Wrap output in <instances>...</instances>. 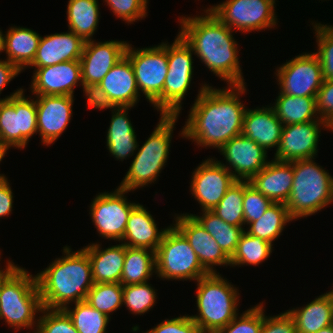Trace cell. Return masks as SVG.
Returning <instances> with one entry per match:
<instances>
[{
  "label": "cell",
  "instance_id": "obj_1",
  "mask_svg": "<svg viewBox=\"0 0 333 333\" xmlns=\"http://www.w3.org/2000/svg\"><path fill=\"white\" fill-rule=\"evenodd\" d=\"M245 85L217 89L203 84L179 135L200 147L218 150L233 137L241 135L247 108L241 103L240 95L246 92Z\"/></svg>",
  "mask_w": 333,
  "mask_h": 333
},
{
  "label": "cell",
  "instance_id": "obj_2",
  "mask_svg": "<svg viewBox=\"0 0 333 333\" xmlns=\"http://www.w3.org/2000/svg\"><path fill=\"white\" fill-rule=\"evenodd\" d=\"M205 15L182 17L179 34L208 69L228 85H244L238 58V44L232 29L208 9Z\"/></svg>",
  "mask_w": 333,
  "mask_h": 333
},
{
  "label": "cell",
  "instance_id": "obj_3",
  "mask_svg": "<svg viewBox=\"0 0 333 333\" xmlns=\"http://www.w3.org/2000/svg\"><path fill=\"white\" fill-rule=\"evenodd\" d=\"M63 253L36 274L42 307L64 309L70 303L84 301L94 285L88 254L83 249L73 252L69 246Z\"/></svg>",
  "mask_w": 333,
  "mask_h": 333
},
{
  "label": "cell",
  "instance_id": "obj_4",
  "mask_svg": "<svg viewBox=\"0 0 333 333\" xmlns=\"http://www.w3.org/2000/svg\"><path fill=\"white\" fill-rule=\"evenodd\" d=\"M314 159L293 161V184L285 203L293 220L313 215L333 202V176Z\"/></svg>",
  "mask_w": 333,
  "mask_h": 333
},
{
  "label": "cell",
  "instance_id": "obj_5",
  "mask_svg": "<svg viewBox=\"0 0 333 333\" xmlns=\"http://www.w3.org/2000/svg\"><path fill=\"white\" fill-rule=\"evenodd\" d=\"M219 273H209L197 280L198 315H191L202 333H216L239 313V292Z\"/></svg>",
  "mask_w": 333,
  "mask_h": 333
},
{
  "label": "cell",
  "instance_id": "obj_6",
  "mask_svg": "<svg viewBox=\"0 0 333 333\" xmlns=\"http://www.w3.org/2000/svg\"><path fill=\"white\" fill-rule=\"evenodd\" d=\"M150 137L138 149L131 166L118 188L128 192L154 183L167 163L173 129L179 115H160Z\"/></svg>",
  "mask_w": 333,
  "mask_h": 333
},
{
  "label": "cell",
  "instance_id": "obj_7",
  "mask_svg": "<svg viewBox=\"0 0 333 333\" xmlns=\"http://www.w3.org/2000/svg\"><path fill=\"white\" fill-rule=\"evenodd\" d=\"M36 275L19 267L3 284L0 294V320L14 330L33 329L36 314L42 309Z\"/></svg>",
  "mask_w": 333,
  "mask_h": 333
},
{
  "label": "cell",
  "instance_id": "obj_8",
  "mask_svg": "<svg viewBox=\"0 0 333 333\" xmlns=\"http://www.w3.org/2000/svg\"><path fill=\"white\" fill-rule=\"evenodd\" d=\"M157 276L168 280L197 281L209 272L201 265L185 236L174 226L167 227L155 251Z\"/></svg>",
  "mask_w": 333,
  "mask_h": 333
},
{
  "label": "cell",
  "instance_id": "obj_9",
  "mask_svg": "<svg viewBox=\"0 0 333 333\" xmlns=\"http://www.w3.org/2000/svg\"><path fill=\"white\" fill-rule=\"evenodd\" d=\"M125 56L130 60L139 91L163 115V87L168 73L167 43L143 49L129 43Z\"/></svg>",
  "mask_w": 333,
  "mask_h": 333
},
{
  "label": "cell",
  "instance_id": "obj_10",
  "mask_svg": "<svg viewBox=\"0 0 333 333\" xmlns=\"http://www.w3.org/2000/svg\"><path fill=\"white\" fill-rule=\"evenodd\" d=\"M193 50L178 33L171 44L167 43L168 73L163 87V115H179L182 101L191 86Z\"/></svg>",
  "mask_w": 333,
  "mask_h": 333
},
{
  "label": "cell",
  "instance_id": "obj_11",
  "mask_svg": "<svg viewBox=\"0 0 333 333\" xmlns=\"http://www.w3.org/2000/svg\"><path fill=\"white\" fill-rule=\"evenodd\" d=\"M35 99L25 97L24 90L0 101V142L6 148L24 149L38 133Z\"/></svg>",
  "mask_w": 333,
  "mask_h": 333
},
{
  "label": "cell",
  "instance_id": "obj_12",
  "mask_svg": "<svg viewBox=\"0 0 333 333\" xmlns=\"http://www.w3.org/2000/svg\"><path fill=\"white\" fill-rule=\"evenodd\" d=\"M276 0H226L207 8L230 29L251 32L276 26Z\"/></svg>",
  "mask_w": 333,
  "mask_h": 333
},
{
  "label": "cell",
  "instance_id": "obj_13",
  "mask_svg": "<svg viewBox=\"0 0 333 333\" xmlns=\"http://www.w3.org/2000/svg\"><path fill=\"white\" fill-rule=\"evenodd\" d=\"M279 94L316 97L322 86V68L315 53H303L277 68Z\"/></svg>",
  "mask_w": 333,
  "mask_h": 333
},
{
  "label": "cell",
  "instance_id": "obj_14",
  "mask_svg": "<svg viewBox=\"0 0 333 333\" xmlns=\"http://www.w3.org/2000/svg\"><path fill=\"white\" fill-rule=\"evenodd\" d=\"M128 191L117 188L114 192L98 194L90 205V216L101 237L122 241L129 214L138 204L128 202Z\"/></svg>",
  "mask_w": 333,
  "mask_h": 333
},
{
  "label": "cell",
  "instance_id": "obj_15",
  "mask_svg": "<svg viewBox=\"0 0 333 333\" xmlns=\"http://www.w3.org/2000/svg\"><path fill=\"white\" fill-rule=\"evenodd\" d=\"M191 194L202 211L213 210L236 179L218 160H204L192 173Z\"/></svg>",
  "mask_w": 333,
  "mask_h": 333
},
{
  "label": "cell",
  "instance_id": "obj_16",
  "mask_svg": "<svg viewBox=\"0 0 333 333\" xmlns=\"http://www.w3.org/2000/svg\"><path fill=\"white\" fill-rule=\"evenodd\" d=\"M321 127L333 130L322 119L283 126L274 159L291 162L316 157Z\"/></svg>",
  "mask_w": 333,
  "mask_h": 333
},
{
  "label": "cell",
  "instance_id": "obj_17",
  "mask_svg": "<svg viewBox=\"0 0 333 333\" xmlns=\"http://www.w3.org/2000/svg\"><path fill=\"white\" fill-rule=\"evenodd\" d=\"M219 151L228 164H224L220 160L218 162L225 166L236 180L240 181H249L269 162L267 152L242 134L233 137Z\"/></svg>",
  "mask_w": 333,
  "mask_h": 333
},
{
  "label": "cell",
  "instance_id": "obj_18",
  "mask_svg": "<svg viewBox=\"0 0 333 333\" xmlns=\"http://www.w3.org/2000/svg\"><path fill=\"white\" fill-rule=\"evenodd\" d=\"M37 128L43 145L53 144L70 123L74 96H35Z\"/></svg>",
  "mask_w": 333,
  "mask_h": 333
},
{
  "label": "cell",
  "instance_id": "obj_19",
  "mask_svg": "<svg viewBox=\"0 0 333 333\" xmlns=\"http://www.w3.org/2000/svg\"><path fill=\"white\" fill-rule=\"evenodd\" d=\"M85 42L80 57L82 84H99L124 56L126 41Z\"/></svg>",
  "mask_w": 333,
  "mask_h": 333
},
{
  "label": "cell",
  "instance_id": "obj_20",
  "mask_svg": "<svg viewBox=\"0 0 333 333\" xmlns=\"http://www.w3.org/2000/svg\"><path fill=\"white\" fill-rule=\"evenodd\" d=\"M175 219L173 225L185 236L201 265L209 273H217L213 267L215 265L230 266V258L193 216L183 213Z\"/></svg>",
  "mask_w": 333,
  "mask_h": 333
},
{
  "label": "cell",
  "instance_id": "obj_21",
  "mask_svg": "<svg viewBox=\"0 0 333 333\" xmlns=\"http://www.w3.org/2000/svg\"><path fill=\"white\" fill-rule=\"evenodd\" d=\"M31 92L36 96H74V87L82 85L79 60L66 61L43 68H36L32 76Z\"/></svg>",
  "mask_w": 333,
  "mask_h": 333
},
{
  "label": "cell",
  "instance_id": "obj_22",
  "mask_svg": "<svg viewBox=\"0 0 333 333\" xmlns=\"http://www.w3.org/2000/svg\"><path fill=\"white\" fill-rule=\"evenodd\" d=\"M84 45L85 41L72 31L41 36L35 58L29 68H43L80 60Z\"/></svg>",
  "mask_w": 333,
  "mask_h": 333
},
{
  "label": "cell",
  "instance_id": "obj_23",
  "mask_svg": "<svg viewBox=\"0 0 333 333\" xmlns=\"http://www.w3.org/2000/svg\"><path fill=\"white\" fill-rule=\"evenodd\" d=\"M249 184L273 203L285 204L293 184V161L269 160Z\"/></svg>",
  "mask_w": 333,
  "mask_h": 333
},
{
  "label": "cell",
  "instance_id": "obj_24",
  "mask_svg": "<svg viewBox=\"0 0 333 333\" xmlns=\"http://www.w3.org/2000/svg\"><path fill=\"white\" fill-rule=\"evenodd\" d=\"M246 109L243 118L242 135L253 140L266 152L278 148L283 123L278 119L271 106Z\"/></svg>",
  "mask_w": 333,
  "mask_h": 333
},
{
  "label": "cell",
  "instance_id": "obj_25",
  "mask_svg": "<svg viewBox=\"0 0 333 333\" xmlns=\"http://www.w3.org/2000/svg\"><path fill=\"white\" fill-rule=\"evenodd\" d=\"M99 85L116 107H133L139 101L141 92L137 87L133 66L126 56L112 67Z\"/></svg>",
  "mask_w": 333,
  "mask_h": 333
},
{
  "label": "cell",
  "instance_id": "obj_26",
  "mask_svg": "<svg viewBox=\"0 0 333 333\" xmlns=\"http://www.w3.org/2000/svg\"><path fill=\"white\" fill-rule=\"evenodd\" d=\"M149 212L139 203L131 210L121 243L128 247L156 251L167 228L158 230Z\"/></svg>",
  "mask_w": 333,
  "mask_h": 333
},
{
  "label": "cell",
  "instance_id": "obj_27",
  "mask_svg": "<svg viewBox=\"0 0 333 333\" xmlns=\"http://www.w3.org/2000/svg\"><path fill=\"white\" fill-rule=\"evenodd\" d=\"M101 249L98 243L83 247L91 261L93 282L120 283L126 246L122 243Z\"/></svg>",
  "mask_w": 333,
  "mask_h": 333
},
{
  "label": "cell",
  "instance_id": "obj_28",
  "mask_svg": "<svg viewBox=\"0 0 333 333\" xmlns=\"http://www.w3.org/2000/svg\"><path fill=\"white\" fill-rule=\"evenodd\" d=\"M287 311L295 322L297 333H315L333 324L332 302L327 292L304 307Z\"/></svg>",
  "mask_w": 333,
  "mask_h": 333
},
{
  "label": "cell",
  "instance_id": "obj_29",
  "mask_svg": "<svg viewBox=\"0 0 333 333\" xmlns=\"http://www.w3.org/2000/svg\"><path fill=\"white\" fill-rule=\"evenodd\" d=\"M41 36L23 27H10L5 34L4 51L8 60L21 71L27 68L34 60Z\"/></svg>",
  "mask_w": 333,
  "mask_h": 333
},
{
  "label": "cell",
  "instance_id": "obj_30",
  "mask_svg": "<svg viewBox=\"0 0 333 333\" xmlns=\"http://www.w3.org/2000/svg\"><path fill=\"white\" fill-rule=\"evenodd\" d=\"M271 105L278 119L285 125L306 123L319 120L316 97H296L279 94Z\"/></svg>",
  "mask_w": 333,
  "mask_h": 333
},
{
  "label": "cell",
  "instance_id": "obj_31",
  "mask_svg": "<svg viewBox=\"0 0 333 333\" xmlns=\"http://www.w3.org/2000/svg\"><path fill=\"white\" fill-rule=\"evenodd\" d=\"M98 0H69L67 21L69 31L74 32L85 42L92 40L99 23Z\"/></svg>",
  "mask_w": 333,
  "mask_h": 333
},
{
  "label": "cell",
  "instance_id": "obj_32",
  "mask_svg": "<svg viewBox=\"0 0 333 333\" xmlns=\"http://www.w3.org/2000/svg\"><path fill=\"white\" fill-rule=\"evenodd\" d=\"M156 272L155 251L126 246L120 283L123 286L148 282Z\"/></svg>",
  "mask_w": 333,
  "mask_h": 333
},
{
  "label": "cell",
  "instance_id": "obj_33",
  "mask_svg": "<svg viewBox=\"0 0 333 333\" xmlns=\"http://www.w3.org/2000/svg\"><path fill=\"white\" fill-rule=\"evenodd\" d=\"M202 216H193L200 225L216 240L223 252L231 258L245 228L223 221L212 210L202 211Z\"/></svg>",
  "mask_w": 333,
  "mask_h": 333
},
{
  "label": "cell",
  "instance_id": "obj_34",
  "mask_svg": "<svg viewBox=\"0 0 333 333\" xmlns=\"http://www.w3.org/2000/svg\"><path fill=\"white\" fill-rule=\"evenodd\" d=\"M292 220L285 204L273 203L259 220L248 224L245 232L273 245L272 242L279 238L286 223Z\"/></svg>",
  "mask_w": 333,
  "mask_h": 333
},
{
  "label": "cell",
  "instance_id": "obj_35",
  "mask_svg": "<svg viewBox=\"0 0 333 333\" xmlns=\"http://www.w3.org/2000/svg\"><path fill=\"white\" fill-rule=\"evenodd\" d=\"M272 246L269 242L244 232L230 258V266L259 265L270 257Z\"/></svg>",
  "mask_w": 333,
  "mask_h": 333
},
{
  "label": "cell",
  "instance_id": "obj_36",
  "mask_svg": "<svg viewBox=\"0 0 333 333\" xmlns=\"http://www.w3.org/2000/svg\"><path fill=\"white\" fill-rule=\"evenodd\" d=\"M75 306L64 310L71 317L78 333H106L111 317L93 308L86 300L74 303Z\"/></svg>",
  "mask_w": 333,
  "mask_h": 333
},
{
  "label": "cell",
  "instance_id": "obj_37",
  "mask_svg": "<svg viewBox=\"0 0 333 333\" xmlns=\"http://www.w3.org/2000/svg\"><path fill=\"white\" fill-rule=\"evenodd\" d=\"M243 197L244 181L236 180L212 211L226 223L242 227L244 225Z\"/></svg>",
  "mask_w": 333,
  "mask_h": 333
},
{
  "label": "cell",
  "instance_id": "obj_38",
  "mask_svg": "<svg viewBox=\"0 0 333 333\" xmlns=\"http://www.w3.org/2000/svg\"><path fill=\"white\" fill-rule=\"evenodd\" d=\"M85 300L93 308L110 317V314L123 304V285L121 283H94Z\"/></svg>",
  "mask_w": 333,
  "mask_h": 333
},
{
  "label": "cell",
  "instance_id": "obj_39",
  "mask_svg": "<svg viewBox=\"0 0 333 333\" xmlns=\"http://www.w3.org/2000/svg\"><path fill=\"white\" fill-rule=\"evenodd\" d=\"M156 291L148 282L123 286V301L132 314L142 315L156 303Z\"/></svg>",
  "mask_w": 333,
  "mask_h": 333
},
{
  "label": "cell",
  "instance_id": "obj_40",
  "mask_svg": "<svg viewBox=\"0 0 333 333\" xmlns=\"http://www.w3.org/2000/svg\"><path fill=\"white\" fill-rule=\"evenodd\" d=\"M317 52L322 68L323 80L333 79V25L315 23Z\"/></svg>",
  "mask_w": 333,
  "mask_h": 333
},
{
  "label": "cell",
  "instance_id": "obj_41",
  "mask_svg": "<svg viewBox=\"0 0 333 333\" xmlns=\"http://www.w3.org/2000/svg\"><path fill=\"white\" fill-rule=\"evenodd\" d=\"M34 333H78L71 317L64 309L43 307Z\"/></svg>",
  "mask_w": 333,
  "mask_h": 333
},
{
  "label": "cell",
  "instance_id": "obj_42",
  "mask_svg": "<svg viewBox=\"0 0 333 333\" xmlns=\"http://www.w3.org/2000/svg\"><path fill=\"white\" fill-rule=\"evenodd\" d=\"M263 325V302L247 309L216 333H260Z\"/></svg>",
  "mask_w": 333,
  "mask_h": 333
},
{
  "label": "cell",
  "instance_id": "obj_43",
  "mask_svg": "<svg viewBox=\"0 0 333 333\" xmlns=\"http://www.w3.org/2000/svg\"><path fill=\"white\" fill-rule=\"evenodd\" d=\"M273 202L244 181L243 213L244 225L259 220Z\"/></svg>",
  "mask_w": 333,
  "mask_h": 333
},
{
  "label": "cell",
  "instance_id": "obj_44",
  "mask_svg": "<svg viewBox=\"0 0 333 333\" xmlns=\"http://www.w3.org/2000/svg\"><path fill=\"white\" fill-rule=\"evenodd\" d=\"M113 14L128 23H133L147 15L148 0H104Z\"/></svg>",
  "mask_w": 333,
  "mask_h": 333
},
{
  "label": "cell",
  "instance_id": "obj_45",
  "mask_svg": "<svg viewBox=\"0 0 333 333\" xmlns=\"http://www.w3.org/2000/svg\"><path fill=\"white\" fill-rule=\"evenodd\" d=\"M132 107H115L112 109L111 123L106 138L136 137L135 130L128 118V110Z\"/></svg>",
  "mask_w": 333,
  "mask_h": 333
},
{
  "label": "cell",
  "instance_id": "obj_46",
  "mask_svg": "<svg viewBox=\"0 0 333 333\" xmlns=\"http://www.w3.org/2000/svg\"><path fill=\"white\" fill-rule=\"evenodd\" d=\"M146 333H202L190 315L166 319Z\"/></svg>",
  "mask_w": 333,
  "mask_h": 333
},
{
  "label": "cell",
  "instance_id": "obj_47",
  "mask_svg": "<svg viewBox=\"0 0 333 333\" xmlns=\"http://www.w3.org/2000/svg\"><path fill=\"white\" fill-rule=\"evenodd\" d=\"M316 109L320 119L333 128V79L323 80L316 95Z\"/></svg>",
  "mask_w": 333,
  "mask_h": 333
},
{
  "label": "cell",
  "instance_id": "obj_48",
  "mask_svg": "<svg viewBox=\"0 0 333 333\" xmlns=\"http://www.w3.org/2000/svg\"><path fill=\"white\" fill-rule=\"evenodd\" d=\"M260 333H297L295 322L288 311L276 316H266L263 306V325Z\"/></svg>",
  "mask_w": 333,
  "mask_h": 333
},
{
  "label": "cell",
  "instance_id": "obj_49",
  "mask_svg": "<svg viewBox=\"0 0 333 333\" xmlns=\"http://www.w3.org/2000/svg\"><path fill=\"white\" fill-rule=\"evenodd\" d=\"M136 139V137L106 138V146L111 155L123 161L133 156L134 151L136 152L139 146Z\"/></svg>",
  "mask_w": 333,
  "mask_h": 333
},
{
  "label": "cell",
  "instance_id": "obj_50",
  "mask_svg": "<svg viewBox=\"0 0 333 333\" xmlns=\"http://www.w3.org/2000/svg\"><path fill=\"white\" fill-rule=\"evenodd\" d=\"M87 105L96 109H114L116 106L99 84H82Z\"/></svg>",
  "mask_w": 333,
  "mask_h": 333
},
{
  "label": "cell",
  "instance_id": "obj_51",
  "mask_svg": "<svg viewBox=\"0 0 333 333\" xmlns=\"http://www.w3.org/2000/svg\"><path fill=\"white\" fill-rule=\"evenodd\" d=\"M21 73V70L9 62L8 60H0V94L2 93L1 91L7 86L10 81L18 76ZM24 89L20 88L17 89V91L13 92L9 96H6L5 98H1V100H8L11 97H14L18 94H20Z\"/></svg>",
  "mask_w": 333,
  "mask_h": 333
},
{
  "label": "cell",
  "instance_id": "obj_52",
  "mask_svg": "<svg viewBox=\"0 0 333 333\" xmlns=\"http://www.w3.org/2000/svg\"><path fill=\"white\" fill-rule=\"evenodd\" d=\"M13 208V192L6 179L0 181V218L8 216Z\"/></svg>",
  "mask_w": 333,
  "mask_h": 333
},
{
  "label": "cell",
  "instance_id": "obj_53",
  "mask_svg": "<svg viewBox=\"0 0 333 333\" xmlns=\"http://www.w3.org/2000/svg\"><path fill=\"white\" fill-rule=\"evenodd\" d=\"M7 265L5 266L6 268L1 270L0 269V294L2 290V286L4 282L20 267L15 265L13 262L10 260L7 261Z\"/></svg>",
  "mask_w": 333,
  "mask_h": 333
},
{
  "label": "cell",
  "instance_id": "obj_54",
  "mask_svg": "<svg viewBox=\"0 0 333 333\" xmlns=\"http://www.w3.org/2000/svg\"><path fill=\"white\" fill-rule=\"evenodd\" d=\"M7 150H8V148H6L2 144H0V162L4 158L5 154H7ZM4 179H6V176H4L3 174H0V181L4 180Z\"/></svg>",
  "mask_w": 333,
  "mask_h": 333
},
{
  "label": "cell",
  "instance_id": "obj_55",
  "mask_svg": "<svg viewBox=\"0 0 333 333\" xmlns=\"http://www.w3.org/2000/svg\"><path fill=\"white\" fill-rule=\"evenodd\" d=\"M4 45H5V34H3L2 30H0V52L4 51Z\"/></svg>",
  "mask_w": 333,
  "mask_h": 333
},
{
  "label": "cell",
  "instance_id": "obj_56",
  "mask_svg": "<svg viewBox=\"0 0 333 333\" xmlns=\"http://www.w3.org/2000/svg\"><path fill=\"white\" fill-rule=\"evenodd\" d=\"M315 333H333V324L328 327L322 328Z\"/></svg>",
  "mask_w": 333,
  "mask_h": 333
},
{
  "label": "cell",
  "instance_id": "obj_57",
  "mask_svg": "<svg viewBox=\"0 0 333 333\" xmlns=\"http://www.w3.org/2000/svg\"><path fill=\"white\" fill-rule=\"evenodd\" d=\"M327 293L330 295L331 302H332V308H333V289Z\"/></svg>",
  "mask_w": 333,
  "mask_h": 333
}]
</instances>
